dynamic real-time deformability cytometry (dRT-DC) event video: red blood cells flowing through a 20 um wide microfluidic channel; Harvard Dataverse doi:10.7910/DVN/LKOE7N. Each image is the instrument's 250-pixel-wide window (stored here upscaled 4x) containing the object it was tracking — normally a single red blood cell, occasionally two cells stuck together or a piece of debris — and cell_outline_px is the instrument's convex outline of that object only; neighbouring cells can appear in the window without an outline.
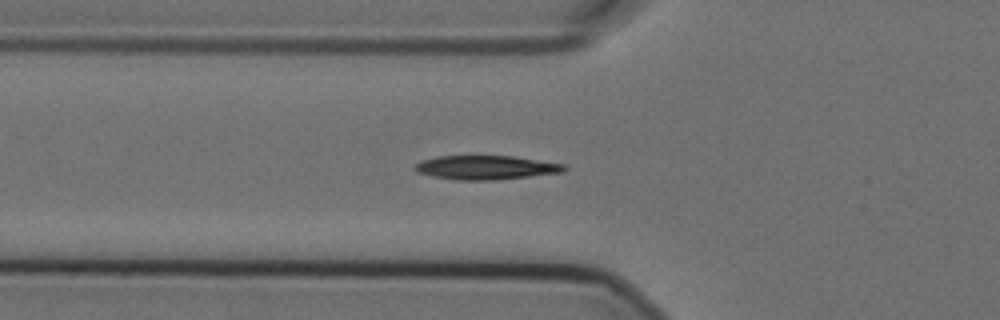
{"species": "Egyptian fruit bat (a non-hibernating species)", "species_latin": "Rousettus aegyptiacus", "temperature_condition": "cold", "stored_images_in_passage": 52, "camera_frame_rate_fps": 3000, "um_per_image_px": 0.085, "animal": {"sex": "female"}, "frame": {"image": 1, "passage_image": 15, "time_ms": 4.667, "image_size_px": [1000, 320], "cell_outline_px": [[568, 168], [564, 172], [500, 180], [460, 180], [432, 176], [416, 172], [412, 168], [420, 160], [436, 156], [512, 156], [564, 164]], "centroid_in_image_um": [41.29, 14.24], "position_along_channel_um": 84.5, "area_um2": 21.04}}
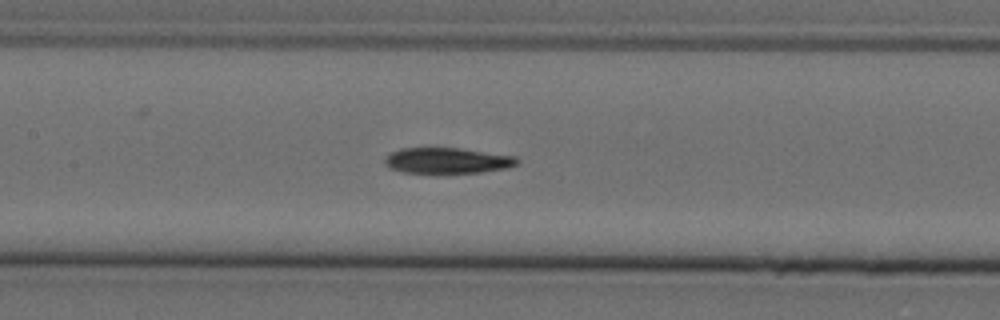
{"frame": {"image": 2, "passage_image": 22, "time_ms": 7.0, "image_size_px": [1000, 320], "cell_outline_px": [[520, 160], [516, 164], [508, 168], [480, 172], [404, 172], [392, 168], [384, 164], [384, 160], [392, 152], [400, 148], [460, 148], [516, 156]], "centroid_in_image_um": [38.06, 13.63], "position_along_channel_um": 169.3, "area_um2": 19.54}}
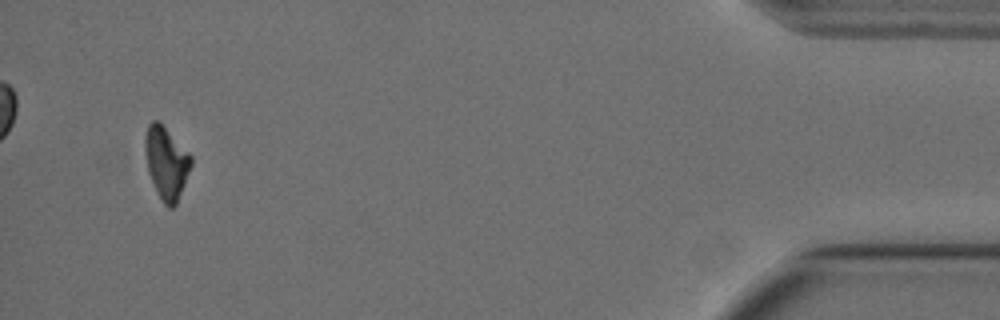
{"frame": {"image": 3, "passage_image": 49, "time_ms": 16.0, "image_size_px": [1000, 320], "cell_outline_px": [[192, 164], [176, 204], [172, 208], [168, 208], [160, 200], [156, 192], [148, 172], [144, 148], [144, 140], [148, 124], [152, 120], [160, 120], [192, 156]], "centroid_in_image_um": [14.12, 13.81], "position_along_channel_um": 421.1, "area_um2": 19.65}}